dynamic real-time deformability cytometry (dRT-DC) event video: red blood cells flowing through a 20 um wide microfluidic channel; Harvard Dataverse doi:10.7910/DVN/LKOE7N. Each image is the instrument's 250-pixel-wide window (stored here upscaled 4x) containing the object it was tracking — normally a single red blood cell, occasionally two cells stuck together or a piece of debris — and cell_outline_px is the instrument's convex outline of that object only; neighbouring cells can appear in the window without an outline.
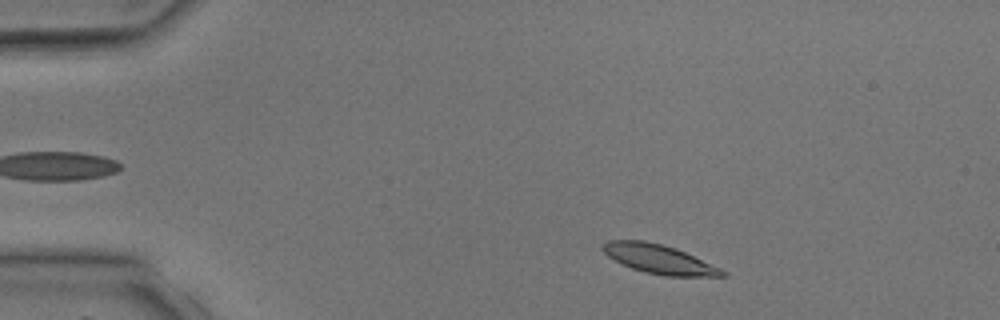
{"species": "common noctule bat (a hibernating species)", "species_latin": "Nyctalus noctula", "temperature_condition": "room temperature", "stored_images_in_passage": 2, "camera_frame_rate_fps": 3000, "um_per_image_px": 0.085, "animal": {"sex": "male", "body_mass_g": 17.9, "forearm_length_mm": 54.2}, "frame": {"image": 1, "passage_image": 1, "time_ms": 0.0, "image_size_px": [1000, 320], "cell_outline_px": [[728, 276], [664, 276], [644, 272], [632, 268], [608, 256], [600, 248], [600, 244], [608, 240], [644, 240], [676, 248], [720, 268], [728, 272]], "centroid_in_image_um": [56.0, 22.02], "position_along_channel_um": 29.0, "area_um2": 20.17}}